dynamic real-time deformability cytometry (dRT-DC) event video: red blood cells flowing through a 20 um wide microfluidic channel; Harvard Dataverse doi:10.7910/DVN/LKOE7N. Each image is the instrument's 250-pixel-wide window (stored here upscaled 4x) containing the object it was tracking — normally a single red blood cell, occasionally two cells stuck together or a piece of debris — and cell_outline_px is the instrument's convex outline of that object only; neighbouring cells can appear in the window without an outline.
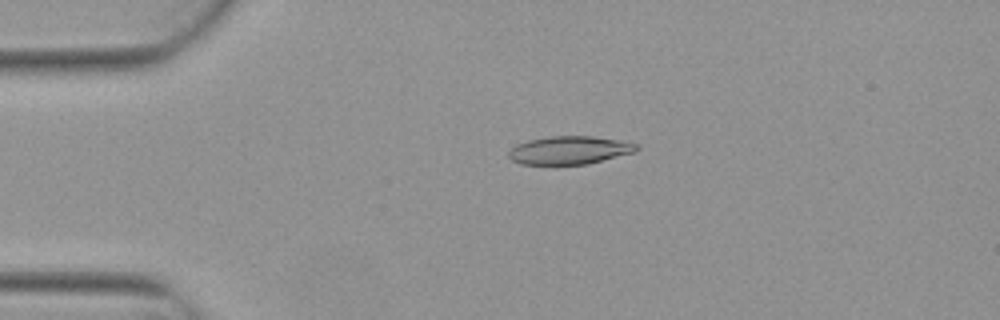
{"species": "Egyptian fruit bat (a non-hibernating species)", "species_latin": "Rousettus aegyptiacus", "temperature_condition": "warm", "stored_images_in_passage": 3, "camera_frame_rate_fps": 3000, "um_per_image_px": 0.085, "animal": {"sex": "female"}, "frame": {"image": 1, "passage_image": 2, "time_ms": 0.333, "image_size_px": [1000, 320], "cell_outline_px": [[640, 148], [636, 152], [588, 164], [520, 164], [512, 160], [508, 156], [508, 152], [516, 144], [528, 140], [552, 136], [592, 136], [616, 140], [636, 144]], "centroid_in_image_um": [48.4, 12.77], "position_along_channel_um": 36.6, "area_um2": 20.87}}